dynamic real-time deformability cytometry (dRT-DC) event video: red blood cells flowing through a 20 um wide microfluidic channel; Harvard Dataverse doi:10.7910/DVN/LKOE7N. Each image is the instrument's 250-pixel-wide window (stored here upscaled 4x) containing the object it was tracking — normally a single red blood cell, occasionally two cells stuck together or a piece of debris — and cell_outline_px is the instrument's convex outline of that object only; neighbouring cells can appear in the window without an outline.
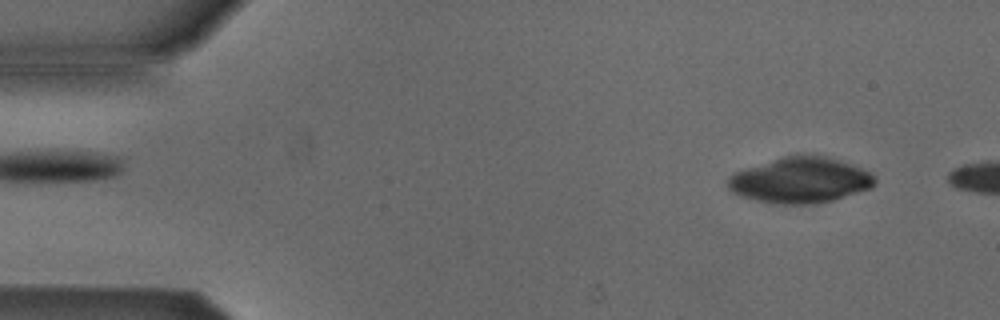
{"species": "Egyptian fruit bat (a non-hibernating species)", "species_latin": "Rousettus aegyptiacus", "temperature_condition": "cold", "stored_images_in_passage": 3, "camera_frame_rate_fps": 3000, "um_per_image_px": 0.085, "animal": {"sex": "male"}, "frame": {"image": 1, "passage_image": 1, "time_ms": 0.0, "image_size_px": [1000, 320], "cell_outline_px": [[876, 184], [872, 188], [832, 200], [816, 204], [772, 204], [756, 200], [732, 192], [728, 188], [728, 176], [732, 172], [744, 168], [784, 156], [824, 156], [872, 172], [876, 180]], "centroid_in_image_um": [68.0, 15.34], "position_along_channel_um": 17.0, "area_um2": 38.84}}